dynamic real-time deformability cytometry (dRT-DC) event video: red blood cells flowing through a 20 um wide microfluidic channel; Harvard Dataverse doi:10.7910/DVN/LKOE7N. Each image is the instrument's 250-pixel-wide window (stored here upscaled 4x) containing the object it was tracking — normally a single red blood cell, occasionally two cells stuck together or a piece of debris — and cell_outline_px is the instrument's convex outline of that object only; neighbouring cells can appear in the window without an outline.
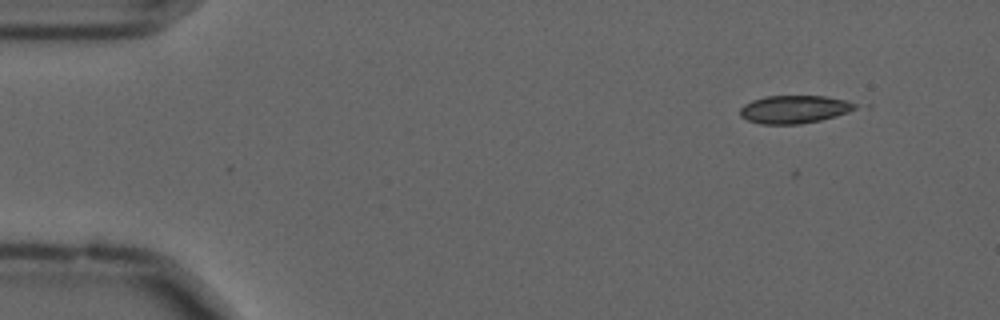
{"species": "common noctule bat (a hibernating species)", "species_latin": "Nyctalus noctula", "temperature_condition": "cold", "stored_images_in_passage": 4, "camera_frame_rate_fps": 3000, "um_per_image_px": 0.085, "animal": {"sex": "male", "forearm_length_mm": 52.5}, "frame": {"image": 1, "passage_image": 1, "time_ms": 0.0, "image_size_px": [1000, 320], "cell_outline_px": [[856, 108], [848, 112], [836, 116], [820, 120], [800, 124], [760, 124], [748, 120], [740, 116], [740, 108], [744, 104], [752, 100], [764, 96], [824, 96], [848, 100], [856, 104]], "centroid_in_image_um": [67.5, 9.29], "position_along_channel_um": 17.5, "area_um2": 18.79}}